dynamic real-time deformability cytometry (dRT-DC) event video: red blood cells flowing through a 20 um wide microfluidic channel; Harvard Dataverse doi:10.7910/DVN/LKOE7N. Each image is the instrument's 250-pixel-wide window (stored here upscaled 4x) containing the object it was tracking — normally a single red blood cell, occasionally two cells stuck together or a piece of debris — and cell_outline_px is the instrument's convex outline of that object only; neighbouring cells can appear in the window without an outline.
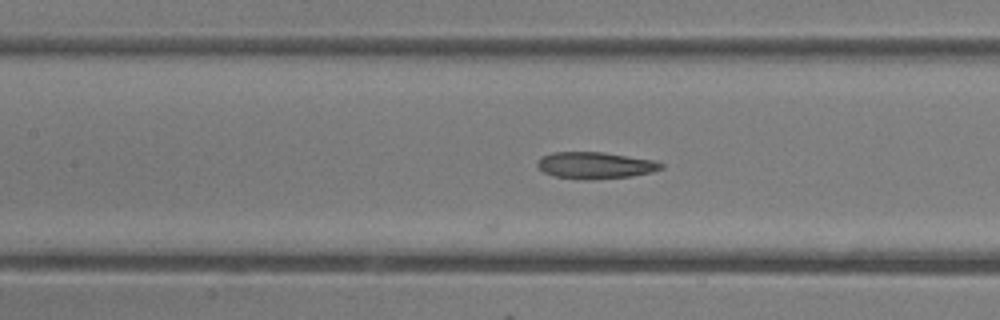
{"species": "common noctule bat (a hibernating species)", "species_latin": "Nyctalus noctula", "temperature_condition": "room temperature", "stored_images_in_passage": 13, "camera_frame_rate_fps": 3000, "um_per_image_px": 0.085, "animal": {"sex": "female"}, "frame": {"image": 1, "passage_image": 8, "time_ms": 2.333, "image_size_px": [1000, 320], "cell_outline_px": [[664, 168], [652, 172], [632, 176], [552, 176], [544, 172], [536, 164], [540, 156], [552, 152], [604, 152], [656, 160], [664, 164]], "centroid_in_image_um": [50.64, 13.98], "position_along_channel_um": 156.8, "area_um2": 18.32}}
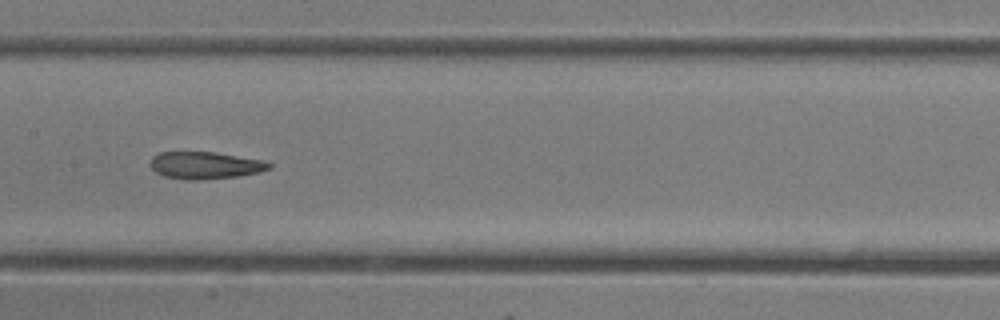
{"frame": {"image": 2, "passage_image": 10, "time_ms": 3.0, "image_size_px": [1000, 320], "cell_outline_px": [[272, 168], [260, 172], [236, 176], [200, 180], [184, 180], [164, 176], [156, 172], [148, 164], [152, 156], [160, 152], [216, 152], [264, 160], [272, 164]], "centroid_in_image_um": [17.43, 14.05], "position_along_channel_um": 190.0, "area_um2": 19.02}}